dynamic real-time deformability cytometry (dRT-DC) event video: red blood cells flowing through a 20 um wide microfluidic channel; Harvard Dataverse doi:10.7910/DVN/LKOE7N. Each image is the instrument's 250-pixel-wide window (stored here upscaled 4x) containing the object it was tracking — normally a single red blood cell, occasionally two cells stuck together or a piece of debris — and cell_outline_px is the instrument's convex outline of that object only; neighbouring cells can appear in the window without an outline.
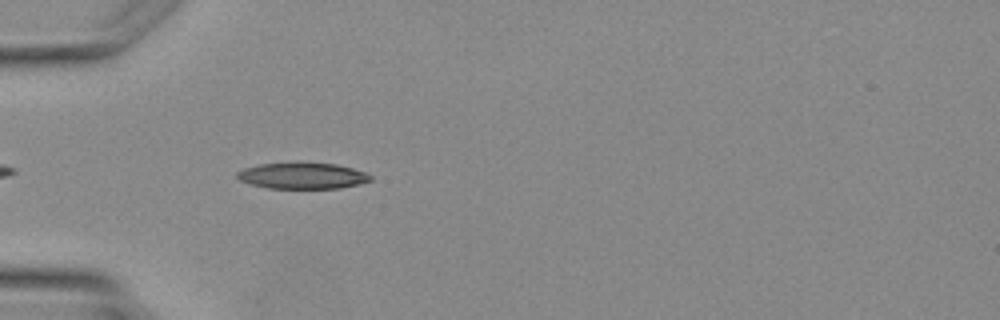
{"species": "Egyptian fruit bat (a non-hibernating species)", "species_latin": "Rousettus aegyptiacus", "temperature_condition": "warm", "stored_images_in_passage": 3, "camera_frame_rate_fps": 3000, "um_per_image_px": 0.085, "animal": {"sex": "female"}, "frame": {"image": 1, "passage_image": 3, "time_ms": 3.333, "image_size_px": [1000, 320], "cell_outline_px": [[372, 180], [360, 184], [340, 188], [268, 188], [252, 184], [240, 180], [236, 176], [236, 172], [244, 168], [260, 164], [336, 164], [352, 168], [364, 172], [372, 176]], "centroid_in_image_um": [25.72, 14.96], "position_along_channel_um": 59.3, "area_um2": 19.83}}